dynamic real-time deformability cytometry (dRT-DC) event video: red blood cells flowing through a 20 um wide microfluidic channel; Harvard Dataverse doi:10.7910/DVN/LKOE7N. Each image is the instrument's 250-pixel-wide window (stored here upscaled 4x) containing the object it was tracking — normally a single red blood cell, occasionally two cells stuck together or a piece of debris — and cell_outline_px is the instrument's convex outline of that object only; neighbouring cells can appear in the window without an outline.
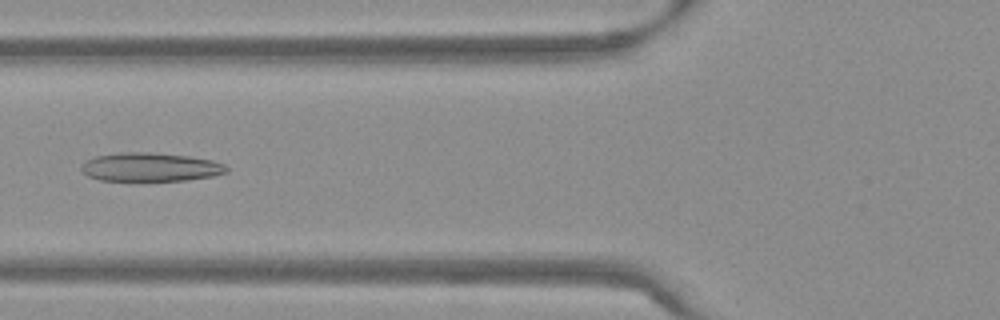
{"species": "Egyptian fruit bat (a non-hibernating species)", "species_latin": "Rousettus aegyptiacus", "temperature_condition": "warm", "stored_images_in_passage": 53, "camera_frame_rate_fps": 3000, "um_per_image_px": 0.085, "frame": {"image": 1, "passage_image": 21, "time_ms": 6.667, "image_size_px": [1000, 320], "cell_outline_px": [[228, 172], [212, 176], [188, 180], [100, 180], [88, 176], [80, 172], [80, 168], [84, 160], [96, 156], [120, 152], [152, 152], [188, 156], [212, 160], [224, 164], [228, 168]], "centroid_in_image_um": [12.75, 14.19], "position_along_channel_um": 113.1, "area_um2": 24.33}}
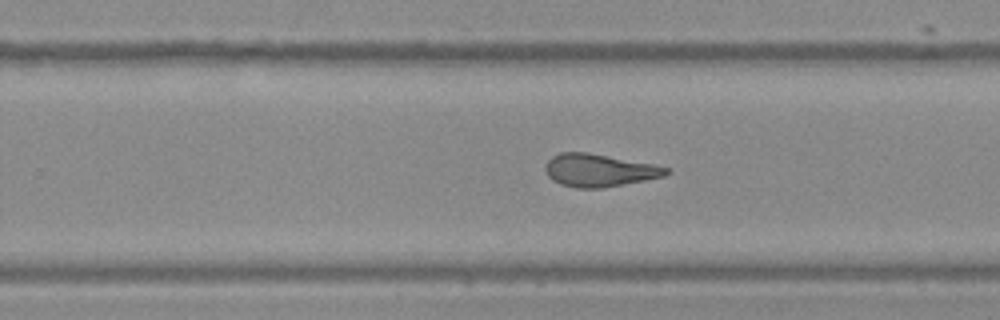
{"frame": {"image": 2, "passage_image": 34, "time_ms": 11.0, "image_size_px": [1000, 320], "cell_outline_px": [[672, 172], [664, 176], [604, 188], [576, 188], [560, 184], [552, 180], [548, 176], [544, 168], [548, 160], [552, 156], [560, 152], [588, 152], [656, 164], [668, 168]], "centroid_in_image_um": [50.93, 14.47], "position_along_channel_um": 278.9, "area_um2": 23.24}}
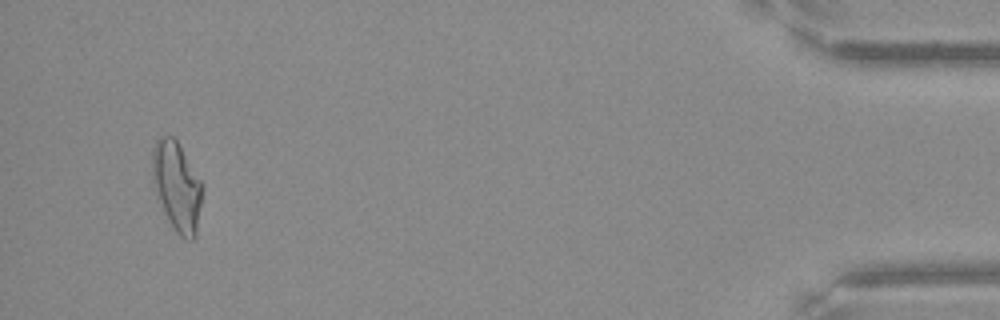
{"frame": {"image": 3, "passage_image": 51, "time_ms": 16.667, "image_size_px": [1000, 320], "cell_outline_px": [[204, 188], [196, 236], [192, 240], [188, 240], [180, 236], [176, 232], [160, 200], [152, 180], [152, 148], [156, 140], [160, 136], [172, 136], [176, 140], [204, 184]], "centroid_in_image_um": [15.07, 15.81], "position_along_channel_um": 420.1, "area_um2": 25.84}, "authors_computed_cell_mechanics": {"area_um2": 24.5072, "velocity_mm_per_s": 3.8195, "shape_relaxation_time_tau1_ms": null, "shape_relaxation_time_tau2_ms": 2.2105, "deformation_change_tau1": null, "deformation_change_tau2": 0.1252}}